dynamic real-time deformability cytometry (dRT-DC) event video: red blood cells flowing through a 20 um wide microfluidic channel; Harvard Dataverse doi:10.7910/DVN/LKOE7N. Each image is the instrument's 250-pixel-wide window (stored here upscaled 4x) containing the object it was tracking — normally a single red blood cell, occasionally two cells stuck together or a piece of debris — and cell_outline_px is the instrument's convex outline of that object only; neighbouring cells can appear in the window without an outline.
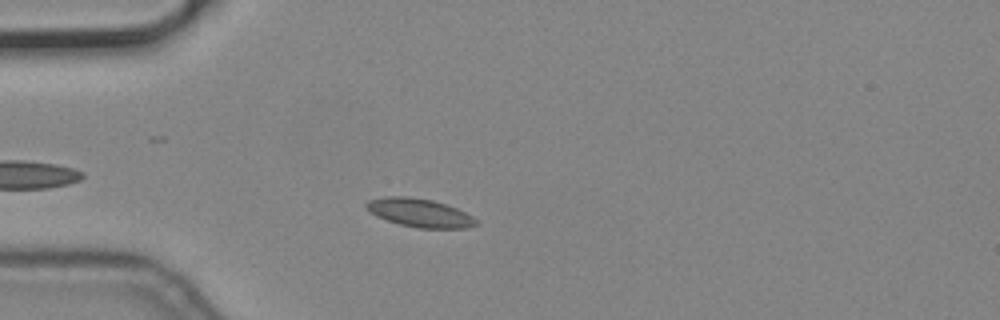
{"species": "common noctule bat (a hibernating species)", "species_latin": "Nyctalus noctula", "temperature_condition": "cold", "stored_images_in_passage": 4, "camera_frame_rate_fps": 3000, "um_per_image_px": 0.085, "animal": {"sex": "male", "body_mass_g": 19.2, "forearm_length_mm": 51.8}, "frame": {"image": 1, "passage_image": 3, "time_ms": 0.667, "image_size_px": [1000, 320], "cell_outline_px": [[480, 224], [468, 228], [416, 228], [400, 224], [376, 216], [368, 212], [364, 208], [364, 204], [368, 200], [384, 196], [408, 196], [432, 200], [456, 208], [472, 216]], "centroid_in_image_um": [35.62, 18.08], "position_along_channel_um": 49.4, "area_um2": 18.32}}